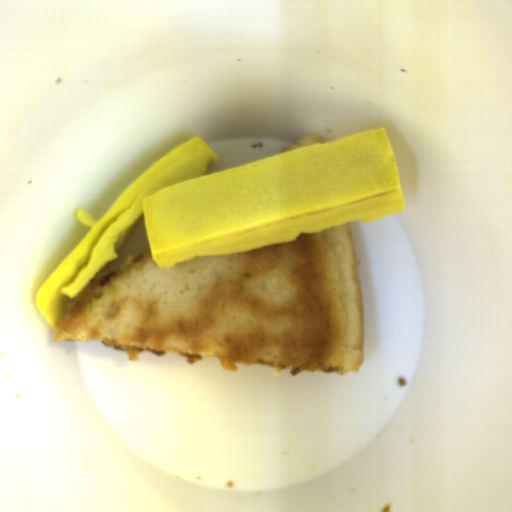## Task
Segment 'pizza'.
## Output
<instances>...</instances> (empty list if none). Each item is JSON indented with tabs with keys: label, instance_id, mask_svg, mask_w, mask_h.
Listing matches in <instances>:
<instances>
[{
	"label": "pizza",
	"instance_id": "1",
	"mask_svg": "<svg viewBox=\"0 0 512 512\" xmlns=\"http://www.w3.org/2000/svg\"><path fill=\"white\" fill-rule=\"evenodd\" d=\"M56 342L100 341L139 361L177 353L187 364H238L346 374L361 369L364 304L349 223L294 241L159 268L129 255L68 300Z\"/></svg>",
	"mask_w": 512,
	"mask_h": 512
},
{
	"label": "pizza",
	"instance_id": "2",
	"mask_svg": "<svg viewBox=\"0 0 512 512\" xmlns=\"http://www.w3.org/2000/svg\"><path fill=\"white\" fill-rule=\"evenodd\" d=\"M318 143H325V142L323 139H321L319 136H317L315 134H308V135L292 142L291 144L283 147L278 154L293 151L296 149H300V148L311 146V145L318 144Z\"/></svg>",
	"mask_w": 512,
	"mask_h": 512
}]
</instances>
